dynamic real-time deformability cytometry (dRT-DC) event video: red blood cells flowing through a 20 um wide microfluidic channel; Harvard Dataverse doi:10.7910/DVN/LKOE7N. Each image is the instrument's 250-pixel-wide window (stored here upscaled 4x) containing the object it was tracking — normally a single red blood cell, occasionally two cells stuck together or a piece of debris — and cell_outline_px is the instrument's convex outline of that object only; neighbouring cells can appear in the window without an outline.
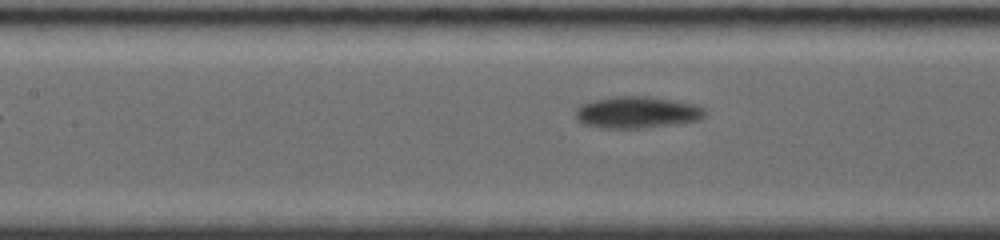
{"species": "common noctule bat (a hibernating species)", "species_latin": "Nyctalus noctula", "temperature_condition": "room temperature", "stored_images_in_passage": 6, "segment_of_instrument_passage": [2, 2], "camera_frame_rate_fps": 4000, "um_per_image_px": 0.085, "animal": {"sex": "female", "body_mass_g": 19.0, "forearm_length_mm": 56.7}, "frame": {"image": 1, "passage_image": 6, "time_ms": 4.5, "image_size_px": [1000, 240], "cell_outline_px": [[704, 116], [696, 120], [640, 128], [604, 128], [584, 124], [576, 116], [576, 112], [580, 104], [592, 100], [612, 96], [648, 96], [672, 100], [692, 104], [700, 108], [704, 112]], "centroid_in_image_um": [54.06, 9.53], "position_along_channel_um": 153.3, "area_um2": 23.29}}